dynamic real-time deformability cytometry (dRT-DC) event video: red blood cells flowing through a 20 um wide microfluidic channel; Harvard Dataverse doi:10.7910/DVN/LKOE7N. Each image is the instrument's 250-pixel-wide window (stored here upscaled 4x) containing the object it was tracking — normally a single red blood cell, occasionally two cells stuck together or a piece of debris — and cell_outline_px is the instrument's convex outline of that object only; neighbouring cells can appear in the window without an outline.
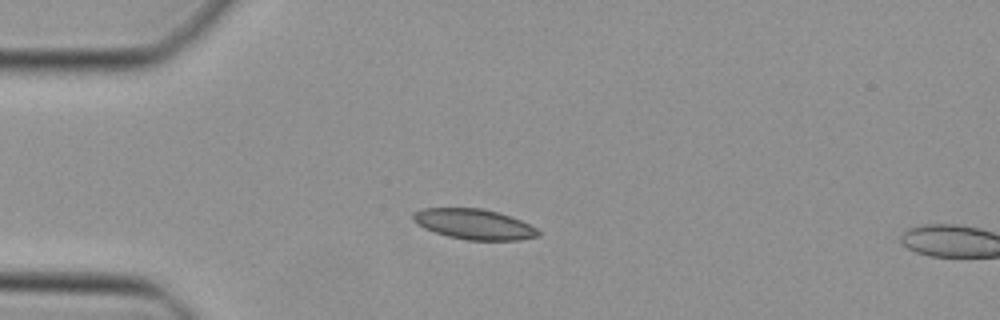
{"species": "Egyptian fruit bat (a non-hibernating species)", "species_latin": "Rousettus aegyptiacus", "temperature_condition": "cold", "stored_images_in_passage": 3, "camera_frame_rate_fps": 3000, "um_per_image_px": 0.085, "animal": {"sex": "female"}, "frame": {"image": 1, "passage_image": 1, "time_ms": 0.0, "image_size_px": [1000, 320], "cell_outline_px": [[540, 236], [520, 240], [468, 240], [448, 236], [424, 228], [416, 224], [412, 220], [412, 212], [420, 208], [484, 208], [500, 212], [520, 220], [536, 228], [540, 232]], "centroid_in_image_um": [40.27, 19.04], "position_along_channel_um": 44.7, "area_um2": 22.31}}